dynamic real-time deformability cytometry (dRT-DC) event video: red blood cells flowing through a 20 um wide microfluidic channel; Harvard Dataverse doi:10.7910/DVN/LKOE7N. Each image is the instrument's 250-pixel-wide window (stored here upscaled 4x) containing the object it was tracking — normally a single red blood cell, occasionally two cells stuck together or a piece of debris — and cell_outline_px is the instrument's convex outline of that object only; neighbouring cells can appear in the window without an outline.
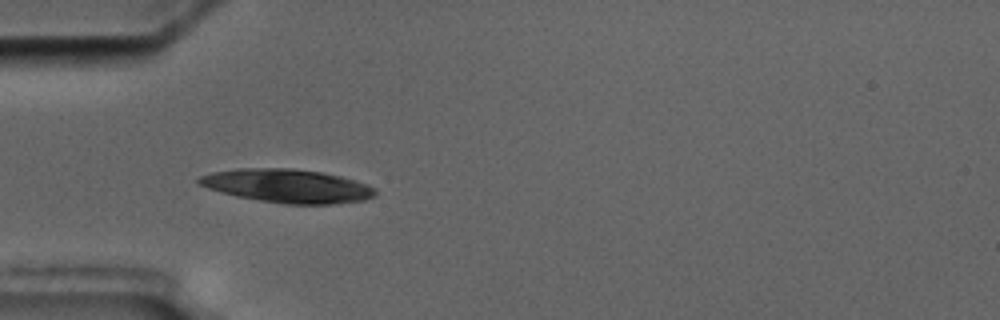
{"species": "common noctule bat (a hibernating species)", "species_latin": "Nyctalus noctula", "temperature_condition": "cold", "stored_images_in_passage": 4, "camera_frame_rate_fps": 3000, "um_per_image_px": 0.085, "animal": {"sex": "male", "body_mass_g": 17.5, "forearm_length_mm": 52.3}, "frame": {"image": 1, "passage_image": 3, "time_ms": 5.0, "image_size_px": [1000, 320], "cell_outline_px": [[376, 196], [364, 200], [332, 204], [284, 204], [236, 196], [220, 192], [196, 184], [196, 180], [200, 176], [212, 172], [240, 168], [292, 168], [320, 172], [340, 176], [376, 188]], "centroid_in_image_um": [24.39, 15.8], "position_along_channel_um": 60.6, "area_um2": 34.39}}
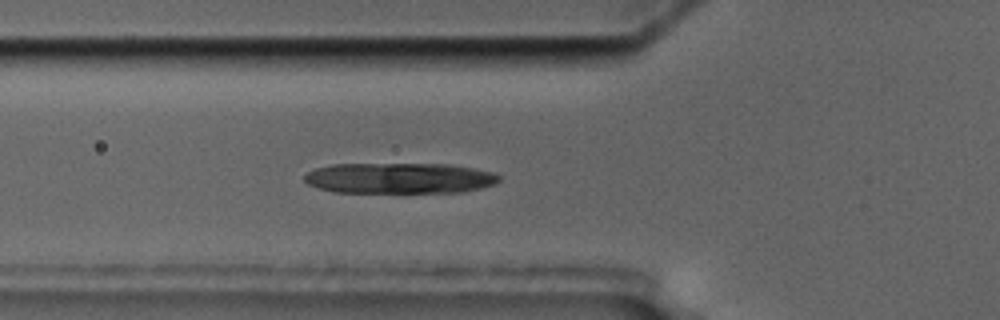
{"frame": {"image": 2, "passage_image": 4, "time_ms": 6.0, "image_size_px": [1000, 320], "cell_outline_px": [[500, 180], [496, 184], [464, 192], [336, 192], [320, 188], [308, 184], [304, 180], [304, 176], [308, 172], [316, 168], [332, 164], [448, 164], [472, 168], [492, 172], [500, 176]], "centroid_in_image_um": [33.97, 15.14], "position_along_channel_um": 91.8, "area_um2": 34.74}}